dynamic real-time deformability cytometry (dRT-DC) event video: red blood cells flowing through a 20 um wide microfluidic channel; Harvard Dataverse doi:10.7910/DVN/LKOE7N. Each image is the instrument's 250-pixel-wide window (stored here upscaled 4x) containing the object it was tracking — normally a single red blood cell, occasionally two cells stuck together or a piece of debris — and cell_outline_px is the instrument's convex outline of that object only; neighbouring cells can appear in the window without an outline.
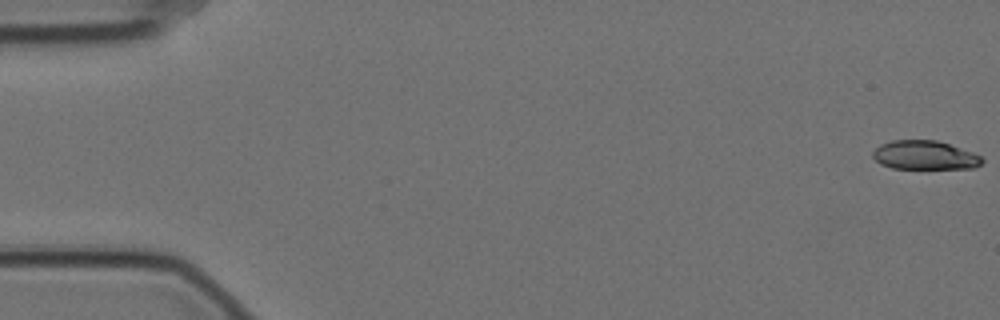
{"species": "Egyptian fruit bat (a non-hibernating species)", "species_latin": "Rousettus aegyptiacus", "temperature_condition": "cold", "stored_images_in_passage": 58, "camera_frame_rate_fps": 3000, "um_per_image_px": 0.085, "animal": {"sex": "female"}, "frame": {"image": 1, "passage_image": 1, "time_ms": 0.0, "image_size_px": [1000, 320], "cell_outline_px": [[984, 160], [976, 168], [892, 168], [880, 164], [872, 156], [872, 152], [880, 144], [892, 140], [936, 140], [972, 152], [980, 156]], "centroid_in_image_um": [78.58, 13.19], "position_along_channel_um": 6.4, "area_um2": 18.26}}
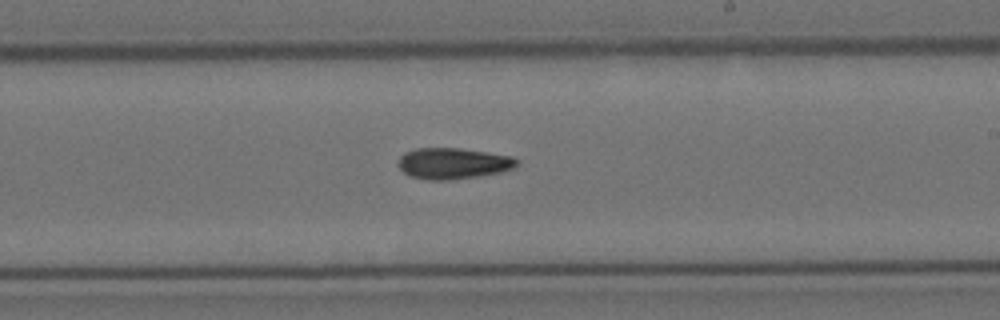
{"frame": {"image": 2, "passage_image": 34, "time_ms": 11.0, "image_size_px": [1000, 320], "cell_outline_px": [[520, 164], [516, 168], [500, 172], [480, 176], [448, 180], [428, 180], [408, 176], [396, 164], [400, 156], [404, 152], [416, 148], [460, 148], [488, 152], [512, 156], [520, 160]], "centroid_in_image_um": [38.53, 13.89], "position_along_channel_um": 250.5, "area_um2": 21.91}}
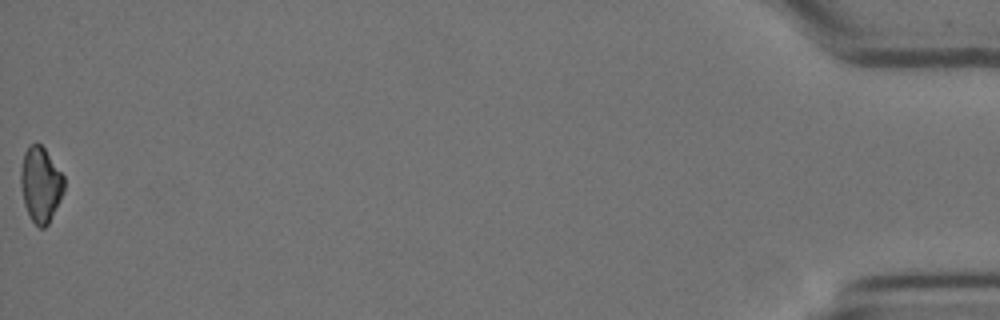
{"frame": {"image": 3, "passage_image": 58, "time_ms": 19.0, "image_size_px": [1000, 320], "cell_outline_px": [[64, 192], [48, 224], [44, 228], [40, 228], [32, 220], [24, 204], [20, 184], [20, 172], [24, 152], [28, 144], [36, 140], [44, 148], [64, 176]], "centroid_in_image_um": [3.44, 15.64], "position_along_channel_um": 431.8, "area_um2": 19.07}, "authors_computed_cell_mechanics": {"area_um2": 20.6924, "velocity_mm_per_s": 3.5226, "shape_relaxation_time_tau1_ms": 7.3066, "shape_relaxation_time_tau2_ms": null, "deformation_change_tau1": 0.1668, "deformation_change_tau2": null}}